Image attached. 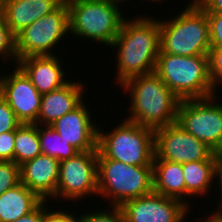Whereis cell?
<instances>
[{"label": "cell", "instance_id": "2", "mask_svg": "<svg viewBox=\"0 0 222 222\" xmlns=\"http://www.w3.org/2000/svg\"><path fill=\"white\" fill-rule=\"evenodd\" d=\"M131 96L127 121L153 130L175 123L180 99L155 72L132 77L121 84Z\"/></svg>", "mask_w": 222, "mask_h": 222}, {"label": "cell", "instance_id": "26", "mask_svg": "<svg viewBox=\"0 0 222 222\" xmlns=\"http://www.w3.org/2000/svg\"><path fill=\"white\" fill-rule=\"evenodd\" d=\"M113 210L94 211L82 214L83 222H126L120 206H111Z\"/></svg>", "mask_w": 222, "mask_h": 222}, {"label": "cell", "instance_id": "19", "mask_svg": "<svg viewBox=\"0 0 222 222\" xmlns=\"http://www.w3.org/2000/svg\"><path fill=\"white\" fill-rule=\"evenodd\" d=\"M153 191L188 206L182 163L153 160Z\"/></svg>", "mask_w": 222, "mask_h": 222}, {"label": "cell", "instance_id": "1", "mask_svg": "<svg viewBox=\"0 0 222 222\" xmlns=\"http://www.w3.org/2000/svg\"><path fill=\"white\" fill-rule=\"evenodd\" d=\"M117 48V84L155 71L160 51V20L137 17L124 20L111 44Z\"/></svg>", "mask_w": 222, "mask_h": 222}, {"label": "cell", "instance_id": "6", "mask_svg": "<svg viewBox=\"0 0 222 222\" xmlns=\"http://www.w3.org/2000/svg\"><path fill=\"white\" fill-rule=\"evenodd\" d=\"M69 33L111 46L123 21L118 5L103 0H73L67 3Z\"/></svg>", "mask_w": 222, "mask_h": 222}, {"label": "cell", "instance_id": "31", "mask_svg": "<svg viewBox=\"0 0 222 222\" xmlns=\"http://www.w3.org/2000/svg\"><path fill=\"white\" fill-rule=\"evenodd\" d=\"M48 201H44V220L43 222H83L82 221V214L79 215V218L74 216L72 213H68V211H61L59 208L58 211H48L49 209L46 208ZM60 210V211H59Z\"/></svg>", "mask_w": 222, "mask_h": 222}, {"label": "cell", "instance_id": "21", "mask_svg": "<svg viewBox=\"0 0 222 222\" xmlns=\"http://www.w3.org/2000/svg\"><path fill=\"white\" fill-rule=\"evenodd\" d=\"M187 196L205 195L214 182V157L208 160L182 163Z\"/></svg>", "mask_w": 222, "mask_h": 222}, {"label": "cell", "instance_id": "35", "mask_svg": "<svg viewBox=\"0 0 222 222\" xmlns=\"http://www.w3.org/2000/svg\"><path fill=\"white\" fill-rule=\"evenodd\" d=\"M209 216H210L209 218L207 216L208 220L206 219V221L203 222H222V211L219 210V208L214 213L212 212V214Z\"/></svg>", "mask_w": 222, "mask_h": 222}, {"label": "cell", "instance_id": "17", "mask_svg": "<svg viewBox=\"0 0 222 222\" xmlns=\"http://www.w3.org/2000/svg\"><path fill=\"white\" fill-rule=\"evenodd\" d=\"M83 83L70 81L59 89L43 94L40 112L37 117L38 125H51L68 112L77 108L82 102L84 94Z\"/></svg>", "mask_w": 222, "mask_h": 222}, {"label": "cell", "instance_id": "14", "mask_svg": "<svg viewBox=\"0 0 222 222\" xmlns=\"http://www.w3.org/2000/svg\"><path fill=\"white\" fill-rule=\"evenodd\" d=\"M91 114L82 102L77 108L55 120L50 126L60 137L80 152L97 148L98 126L91 120Z\"/></svg>", "mask_w": 222, "mask_h": 222}, {"label": "cell", "instance_id": "34", "mask_svg": "<svg viewBox=\"0 0 222 222\" xmlns=\"http://www.w3.org/2000/svg\"><path fill=\"white\" fill-rule=\"evenodd\" d=\"M206 12H222V0H195Z\"/></svg>", "mask_w": 222, "mask_h": 222}, {"label": "cell", "instance_id": "3", "mask_svg": "<svg viewBox=\"0 0 222 222\" xmlns=\"http://www.w3.org/2000/svg\"><path fill=\"white\" fill-rule=\"evenodd\" d=\"M178 16L160 21V50L178 56H208L209 21L206 11L195 1Z\"/></svg>", "mask_w": 222, "mask_h": 222}, {"label": "cell", "instance_id": "36", "mask_svg": "<svg viewBox=\"0 0 222 222\" xmlns=\"http://www.w3.org/2000/svg\"><path fill=\"white\" fill-rule=\"evenodd\" d=\"M12 0H0V10Z\"/></svg>", "mask_w": 222, "mask_h": 222}, {"label": "cell", "instance_id": "16", "mask_svg": "<svg viewBox=\"0 0 222 222\" xmlns=\"http://www.w3.org/2000/svg\"><path fill=\"white\" fill-rule=\"evenodd\" d=\"M59 57L31 56L17 60V66L30 79L38 92L43 95L61 88L69 82L64 79L66 72L62 70Z\"/></svg>", "mask_w": 222, "mask_h": 222}, {"label": "cell", "instance_id": "22", "mask_svg": "<svg viewBox=\"0 0 222 222\" xmlns=\"http://www.w3.org/2000/svg\"><path fill=\"white\" fill-rule=\"evenodd\" d=\"M41 154L38 124L22 123L15 130L14 162L20 166Z\"/></svg>", "mask_w": 222, "mask_h": 222}, {"label": "cell", "instance_id": "23", "mask_svg": "<svg viewBox=\"0 0 222 222\" xmlns=\"http://www.w3.org/2000/svg\"><path fill=\"white\" fill-rule=\"evenodd\" d=\"M40 126L38 125V135L42 154L54 157L60 162L80 152L69 142L61 138L59 133L50 125Z\"/></svg>", "mask_w": 222, "mask_h": 222}, {"label": "cell", "instance_id": "4", "mask_svg": "<svg viewBox=\"0 0 222 222\" xmlns=\"http://www.w3.org/2000/svg\"><path fill=\"white\" fill-rule=\"evenodd\" d=\"M154 72L180 100L217 95L209 77L208 56H178L160 50Z\"/></svg>", "mask_w": 222, "mask_h": 222}, {"label": "cell", "instance_id": "5", "mask_svg": "<svg viewBox=\"0 0 222 222\" xmlns=\"http://www.w3.org/2000/svg\"><path fill=\"white\" fill-rule=\"evenodd\" d=\"M98 195L111 199V206L142 197L153 191V165H128L105 158L98 151Z\"/></svg>", "mask_w": 222, "mask_h": 222}, {"label": "cell", "instance_id": "27", "mask_svg": "<svg viewBox=\"0 0 222 222\" xmlns=\"http://www.w3.org/2000/svg\"><path fill=\"white\" fill-rule=\"evenodd\" d=\"M208 66L211 83L217 90L218 83L222 82V47L209 49Z\"/></svg>", "mask_w": 222, "mask_h": 222}, {"label": "cell", "instance_id": "8", "mask_svg": "<svg viewBox=\"0 0 222 222\" xmlns=\"http://www.w3.org/2000/svg\"><path fill=\"white\" fill-rule=\"evenodd\" d=\"M67 3L39 18L15 35L17 60L31 56H51L52 47L60 43L69 32Z\"/></svg>", "mask_w": 222, "mask_h": 222}, {"label": "cell", "instance_id": "15", "mask_svg": "<svg viewBox=\"0 0 222 222\" xmlns=\"http://www.w3.org/2000/svg\"><path fill=\"white\" fill-rule=\"evenodd\" d=\"M60 162L41 154L20 165V183L33 191L41 200L56 197ZM49 197V198H48Z\"/></svg>", "mask_w": 222, "mask_h": 222}, {"label": "cell", "instance_id": "9", "mask_svg": "<svg viewBox=\"0 0 222 222\" xmlns=\"http://www.w3.org/2000/svg\"><path fill=\"white\" fill-rule=\"evenodd\" d=\"M215 97L181 100L176 120L179 126L213 151L222 149V103H215Z\"/></svg>", "mask_w": 222, "mask_h": 222}, {"label": "cell", "instance_id": "10", "mask_svg": "<svg viewBox=\"0 0 222 222\" xmlns=\"http://www.w3.org/2000/svg\"><path fill=\"white\" fill-rule=\"evenodd\" d=\"M97 158L98 149H94L60 161L56 199L76 201L91 194L98 195Z\"/></svg>", "mask_w": 222, "mask_h": 222}, {"label": "cell", "instance_id": "32", "mask_svg": "<svg viewBox=\"0 0 222 222\" xmlns=\"http://www.w3.org/2000/svg\"><path fill=\"white\" fill-rule=\"evenodd\" d=\"M44 220V201H42L32 212L15 222H43Z\"/></svg>", "mask_w": 222, "mask_h": 222}, {"label": "cell", "instance_id": "13", "mask_svg": "<svg viewBox=\"0 0 222 222\" xmlns=\"http://www.w3.org/2000/svg\"><path fill=\"white\" fill-rule=\"evenodd\" d=\"M15 68L12 74L0 76V95L21 123L37 124L42 95L25 73L18 66Z\"/></svg>", "mask_w": 222, "mask_h": 222}, {"label": "cell", "instance_id": "12", "mask_svg": "<svg viewBox=\"0 0 222 222\" xmlns=\"http://www.w3.org/2000/svg\"><path fill=\"white\" fill-rule=\"evenodd\" d=\"M126 222H183L189 206L152 191L120 206Z\"/></svg>", "mask_w": 222, "mask_h": 222}, {"label": "cell", "instance_id": "24", "mask_svg": "<svg viewBox=\"0 0 222 222\" xmlns=\"http://www.w3.org/2000/svg\"><path fill=\"white\" fill-rule=\"evenodd\" d=\"M0 55L4 60L15 59L17 62V53L15 48V35L11 32L7 26L3 15L0 11Z\"/></svg>", "mask_w": 222, "mask_h": 222}, {"label": "cell", "instance_id": "25", "mask_svg": "<svg viewBox=\"0 0 222 222\" xmlns=\"http://www.w3.org/2000/svg\"><path fill=\"white\" fill-rule=\"evenodd\" d=\"M20 183V166L11 161H0V195Z\"/></svg>", "mask_w": 222, "mask_h": 222}, {"label": "cell", "instance_id": "7", "mask_svg": "<svg viewBox=\"0 0 222 222\" xmlns=\"http://www.w3.org/2000/svg\"><path fill=\"white\" fill-rule=\"evenodd\" d=\"M117 126L111 132L98 127V151L128 165H153L154 130L125 119Z\"/></svg>", "mask_w": 222, "mask_h": 222}, {"label": "cell", "instance_id": "38", "mask_svg": "<svg viewBox=\"0 0 222 222\" xmlns=\"http://www.w3.org/2000/svg\"><path fill=\"white\" fill-rule=\"evenodd\" d=\"M62 3H68L70 1H73V0H60Z\"/></svg>", "mask_w": 222, "mask_h": 222}, {"label": "cell", "instance_id": "29", "mask_svg": "<svg viewBox=\"0 0 222 222\" xmlns=\"http://www.w3.org/2000/svg\"><path fill=\"white\" fill-rule=\"evenodd\" d=\"M209 21L211 48L222 47V12H206Z\"/></svg>", "mask_w": 222, "mask_h": 222}, {"label": "cell", "instance_id": "33", "mask_svg": "<svg viewBox=\"0 0 222 222\" xmlns=\"http://www.w3.org/2000/svg\"><path fill=\"white\" fill-rule=\"evenodd\" d=\"M213 157H214V178H218L219 183H220V194H221V198H222V149L213 151ZM221 201V205L222 206V199Z\"/></svg>", "mask_w": 222, "mask_h": 222}, {"label": "cell", "instance_id": "20", "mask_svg": "<svg viewBox=\"0 0 222 222\" xmlns=\"http://www.w3.org/2000/svg\"><path fill=\"white\" fill-rule=\"evenodd\" d=\"M42 201L33 191L19 183L0 195V222H15L32 212Z\"/></svg>", "mask_w": 222, "mask_h": 222}, {"label": "cell", "instance_id": "28", "mask_svg": "<svg viewBox=\"0 0 222 222\" xmlns=\"http://www.w3.org/2000/svg\"><path fill=\"white\" fill-rule=\"evenodd\" d=\"M21 124L14 111L0 95V134L8 131H15Z\"/></svg>", "mask_w": 222, "mask_h": 222}, {"label": "cell", "instance_id": "11", "mask_svg": "<svg viewBox=\"0 0 222 222\" xmlns=\"http://www.w3.org/2000/svg\"><path fill=\"white\" fill-rule=\"evenodd\" d=\"M153 160L189 163L208 160L213 150L185 131L177 122L154 130Z\"/></svg>", "mask_w": 222, "mask_h": 222}, {"label": "cell", "instance_id": "18", "mask_svg": "<svg viewBox=\"0 0 222 222\" xmlns=\"http://www.w3.org/2000/svg\"><path fill=\"white\" fill-rule=\"evenodd\" d=\"M61 4L60 0H12L0 11L7 26L16 35L39 18L56 10Z\"/></svg>", "mask_w": 222, "mask_h": 222}, {"label": "cell", "instance_id": "30", "mask_svg": "<svg viewBox=\"0 0 222 222\" xmlns=\"http://www.w3.org/2000/svg\"><path fill=\"white\" fill-rule=\"evenodd\" d=\"M15 131L0 134V161L14 162Z\"/></svg>", "mask_w": 222, "mask_h": 222}, {"label": "cell", "instance_id": "37", "mask_svg": "<svg viewBox=\"0 0 222 222\" xmlns=\"http://www.w3.org/2000/svg\"><path fill=\"white\" fill-rule=\"evenodd\" d=\"M103 1H105V2H110V3H114V4H119L120 2L122 3V2H124V0H103Z\"/></svg>", "mask_w": 222, "mask_h": 222}]
</instances>
